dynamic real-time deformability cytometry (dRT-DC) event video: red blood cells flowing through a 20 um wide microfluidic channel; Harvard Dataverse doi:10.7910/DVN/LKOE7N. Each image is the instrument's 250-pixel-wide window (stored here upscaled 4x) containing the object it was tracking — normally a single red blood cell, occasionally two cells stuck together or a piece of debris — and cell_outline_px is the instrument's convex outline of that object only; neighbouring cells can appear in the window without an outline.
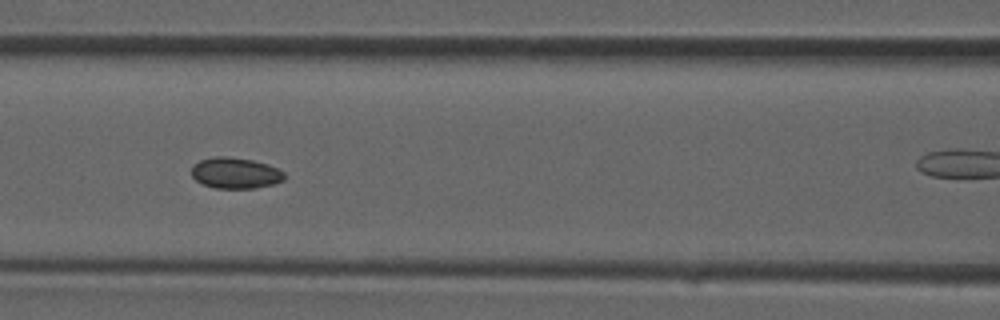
{"species": "common noctule bat (a hibernating species)", "species_latin": "Nyctalus noctula", "temperature_condition": "room temperature", "stored_images_in_passage": 30, "camera_frame_rate_fps": 3000, "um_per_image_px": 0.085, "animal": {"sex": "male", "forearm_length_mm": 52.5}, "frame": {"image": 1, "passage_image": 9, "time_ms": 2.667, "image_size_px": [1000, 320], "cell_outline_px": [[284, 180], [272, 184], [256, 188], [216, 188], [204, 184], [196, 180], [192, 176], [192, 164], [200, 160], [212, 156], [228, 156], [252, 160], [268, 164], [284, 172]], "centroid_in_image_um": [19.99, 14.69], "position_along_channel_um": 146.6, "area_um2": 16.76}}
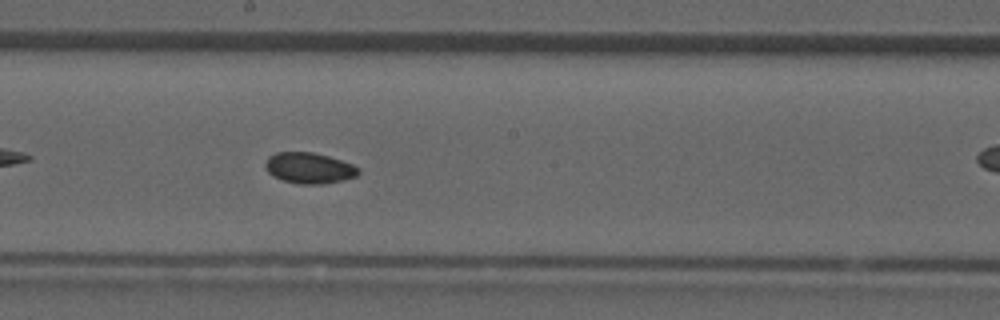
{"frame": {"image": 2, "passage_image": 13, "time_ms": 4.0, "image_size_px": [1000, 320], "cell_outline_px": [[360, 172], [356, 176], [344, 180], [324, 184], [300, 184], [284, 180], [272, 176], [264, 168], [264, 164], [268, 156], [276, 152], [312, 152], [328, 156], [352, 164], [360, 168]], "centroid_in_image_um": [26.26, 14.28], "position_along_channel_um": 221.9, "area_um2": 16.88}}